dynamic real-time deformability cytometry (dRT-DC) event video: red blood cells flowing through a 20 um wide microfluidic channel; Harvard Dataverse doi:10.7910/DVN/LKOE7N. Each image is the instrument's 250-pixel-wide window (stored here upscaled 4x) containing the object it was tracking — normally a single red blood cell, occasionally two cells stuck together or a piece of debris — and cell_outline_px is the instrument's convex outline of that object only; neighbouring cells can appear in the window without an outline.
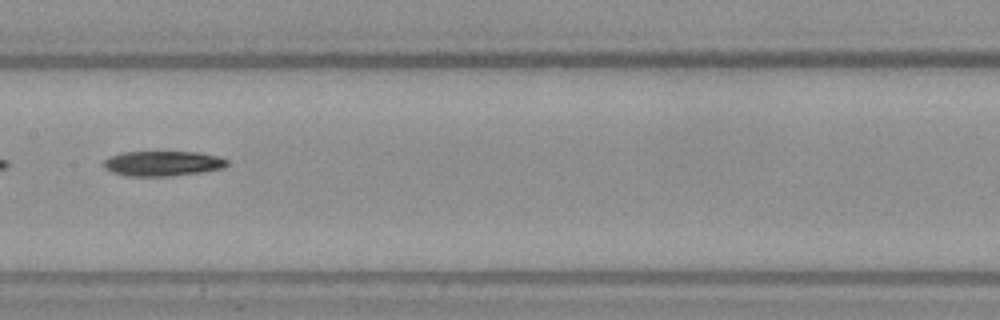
{"species": "Egyptian fruit bat (a non-hibernating species)", "species_latin": "Rousettus aegyptiacus", "temperature_condition": "warm", "stored_images_in_passage": 53, "segment_of_instrument_passage": [2, 2], "camera_frame_rate_fps": 3000, "um_per_image_px": 0.085, "frame": {"image": 1, "passage_image": 27, "time_ms": 8.667, "image_size_px": [1000, 320], "cell_outline_px": [[228, 164], [224, 168], [200, 172], [172, 176], [124, 176], [112, 172], [104, 168], [104, 160], [108, 156], [120, 152], [200, 152], [216, 156], [228, 160]], "centroid_in_image_um": [13.79, 13.89], "position_along_channel_um": 193.6, "area_um2": 18.15}}
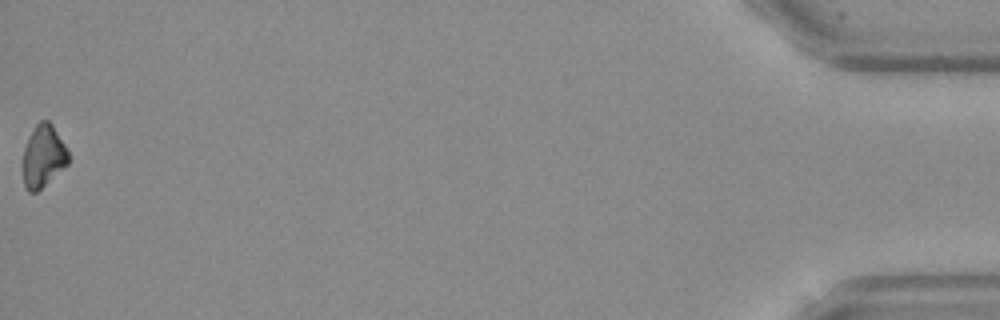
{"frame": {"image": 2, "passage_image": 53, "time_ms": 17.333, "image_size_px": [1000, 320], "cell_outline_px": [[68, 164], [36, 192], [28, 192], [24, 184], [24, 148], [36, 124], [40, 120], [48, 120], [52, 124], [64, 144], [68, 152]], "centroid_in_image_um": [3.69, 13.27], "position_along_channel_um": 431.5, "area_um2": 16.01}}